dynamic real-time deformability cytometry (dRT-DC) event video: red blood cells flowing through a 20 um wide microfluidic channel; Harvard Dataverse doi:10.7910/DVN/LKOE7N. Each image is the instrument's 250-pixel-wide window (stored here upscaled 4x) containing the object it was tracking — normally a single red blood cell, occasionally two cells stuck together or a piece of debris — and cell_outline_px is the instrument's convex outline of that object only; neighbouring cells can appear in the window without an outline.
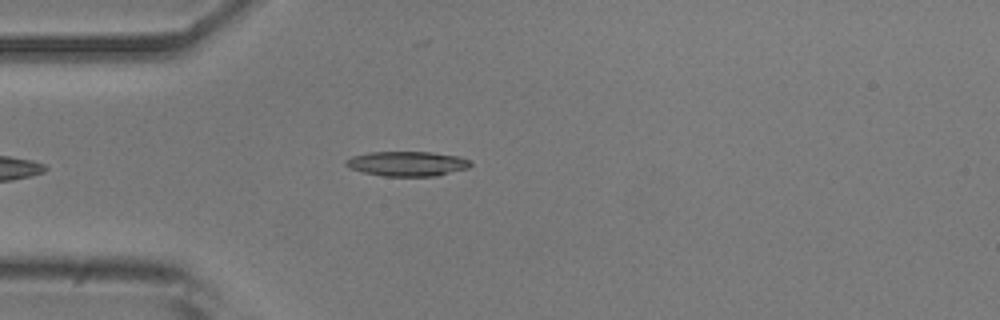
{"species": "common noctule bat (a hibernating species)", "species_latin": "Nyctalus noctula", "temperature_condition": "room temperature", "stored_images_in_passage": 35, "camera_frame_rate_fps": 3000, "um_per_image_px": 0.085, "animal": {"sex": "male", "body_mass_g": 20.5, "forearm_length_mm": 52.5}, "frame": {"image": 1, "passage_image": 2, "time_ms": 0.333, "image_size_px": [1000, 320], "cell_outline_px": [[472, 164], [468, 168], [436, 176], [384, 176], [364, 172], [348, 168], [344, 164], [344, 160], [352, 156], [368, 152], [432, 152], [460, 156], [472, 160]], "centroid_in_image_um": [34.62, 13.91], "position_along_channel_um": 50.4, "area_um2": 18.21}}
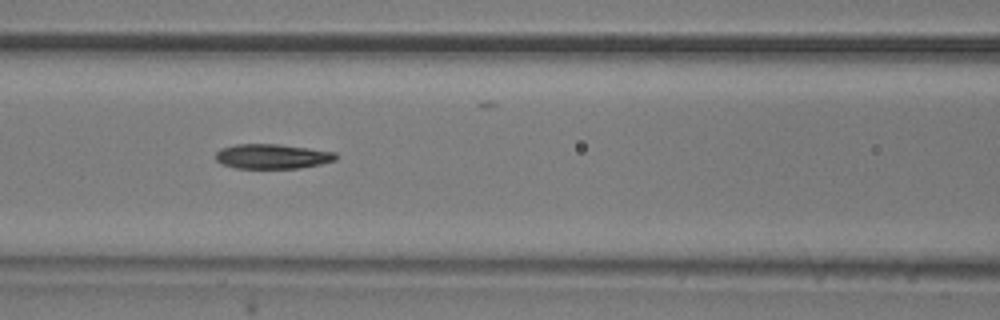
{"frame": {"image": 2, "passage_image": 10, "time_ms": 3.0, "image_size_px": [1000, 320], "cell_outline_px": [[340, 156], [336, 160], [320, 164], [300, 168], [236, 168], [220, 164], [216, 160], [216, 152], [220, 148], [236, 144], [276, 144], [308, 148], [336, 152]], "centroid_in_image_um": [23.15, 13.29], "position_along_channel_um": 143.5, "area_um2": 17.46}}
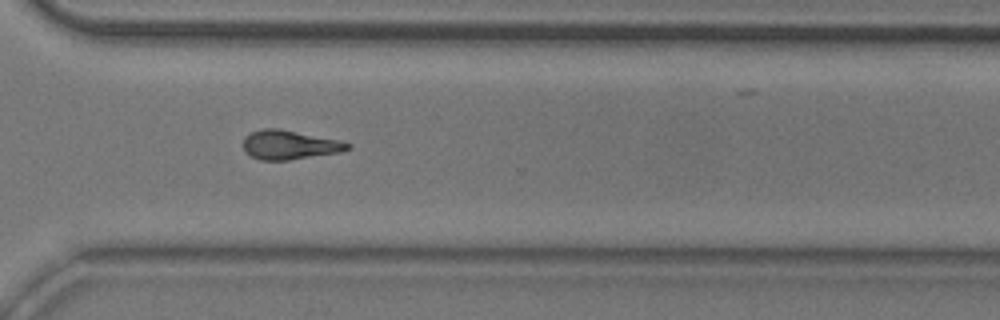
{"frame": {"image": 3, "passage_image": 26, "time_ms": 8.333, "image_size_px": [1000, 320], "cell_outline_px": [[352, 148], [340, 152], [288, 160], [260, 160], [244, 152], [244, 136], [252, 132], [264, 128], [280, 128], [340, 140], [352, 144]], "centroid_in_image_um": [24.63, 12.3], "position_along_channel_um": 346.0, "area_um2": 17.8}, "authors_computed_cell_mechanics": {"area_um2": 17.7446, "velocity_mm_per_s": 3.8043, "shape_relaxation_time_tau1_ms": 5.6446, "shape_relaxation_time_tau2_ms": 6.1476, "deformation_change_tau1": 0.1439, "deformation_change_tau2": 0.152}}